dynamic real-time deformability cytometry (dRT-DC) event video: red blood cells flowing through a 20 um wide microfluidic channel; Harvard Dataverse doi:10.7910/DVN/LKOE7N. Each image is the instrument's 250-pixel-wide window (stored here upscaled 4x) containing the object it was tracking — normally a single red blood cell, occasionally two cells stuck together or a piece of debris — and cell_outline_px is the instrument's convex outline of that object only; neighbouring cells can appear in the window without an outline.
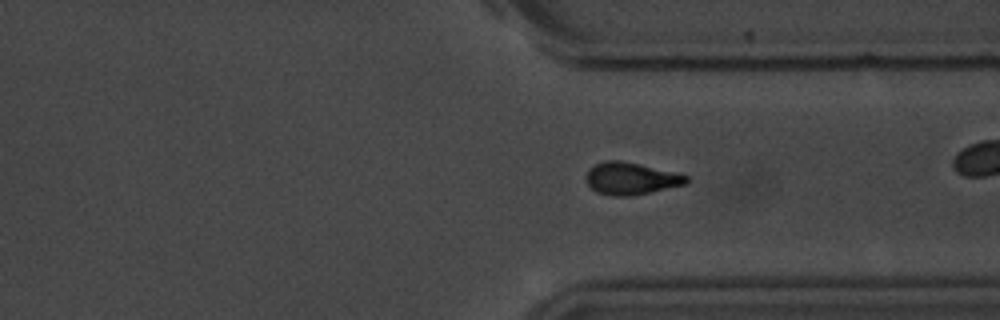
{"species": "common noctule bat (a hibernating species)", "species_latin": "Nyctalus noctula", "temperature_condition": "room temperature", "stored_images_in_passage": 55, "camera_frame_rate_fps": 3000, "um_per_image_px": 0.085, "animal": {"sex": "male", "body_mass_g": 20.1, "forearm_length_mm": 53.5}, "frame": {"image": 1, "passage_image": 40, "time_ms": 13.0, "image_size_px": [1000, 320], "cell_outline_px": [[688, 184], [628, 196], [612, 196], [596, 192], [588, 184], [588, 168], [596, 164], [608, 160], [620, 160], [672, 172], [688, 176]], "centroid_in_image_um": [53.62, 15.18], "position_along_channel_um": 357.8, "area_um2": 18.32}, "authors_computed_cell_mechanics": {"area_um2": 18.3226, "velocity_mm_per_s": 3.6319, "shape_relaxation_time_tau1_ms": 2.8624, "shape_relaxation_time_tau2_ms": 8.6298, "deformation_change_tau1": 0.1369, "deformation_change_tau2": 0.164}}